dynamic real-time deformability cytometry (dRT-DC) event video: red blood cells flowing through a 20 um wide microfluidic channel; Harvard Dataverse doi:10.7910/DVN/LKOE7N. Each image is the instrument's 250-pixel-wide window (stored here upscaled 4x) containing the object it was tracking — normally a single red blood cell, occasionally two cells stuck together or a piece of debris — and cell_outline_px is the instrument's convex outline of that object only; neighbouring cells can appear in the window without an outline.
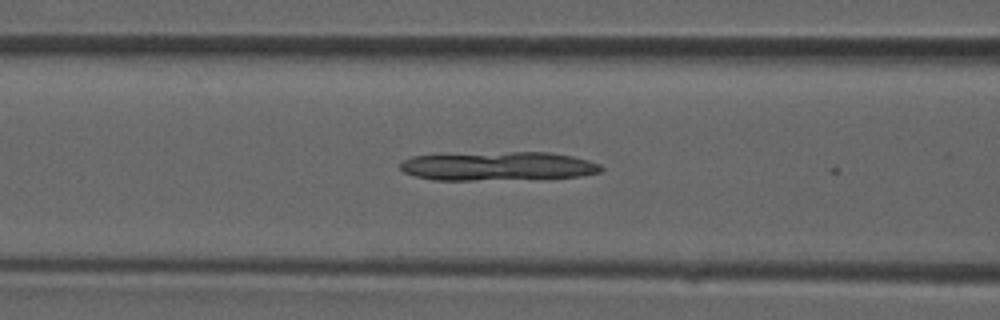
{"species": "common noctule bat (a hibernating species)", "species_latin": "Nyctalus noctula", "temperature_condition": "room temperature", "stored_images_in_passage": 16, "camera_frame_rate_fps": 3000, "um_per_image_px": 0.085, "animal": {"sex": "male", "forearm_length_mm": 52.5}, "frame": {"image": 1, "passage_image": 15, "time_ms": 4.667, "image_size_px": [1000, 320], "cell_outline_px": [[604, 168], [600, 172], [580, 176], [472, 180], [432, 180], [416, 176], [404, 172], [400, 168], [400, 164], [404, 160], [412, 156], [508, 152], [552, 152], [572, 156], [588, 160], [600, 164]], "centroid_in_image_um": [42.34, 14.12], "position_along_channel_um": 124.3, "area_um2": 33.23}}